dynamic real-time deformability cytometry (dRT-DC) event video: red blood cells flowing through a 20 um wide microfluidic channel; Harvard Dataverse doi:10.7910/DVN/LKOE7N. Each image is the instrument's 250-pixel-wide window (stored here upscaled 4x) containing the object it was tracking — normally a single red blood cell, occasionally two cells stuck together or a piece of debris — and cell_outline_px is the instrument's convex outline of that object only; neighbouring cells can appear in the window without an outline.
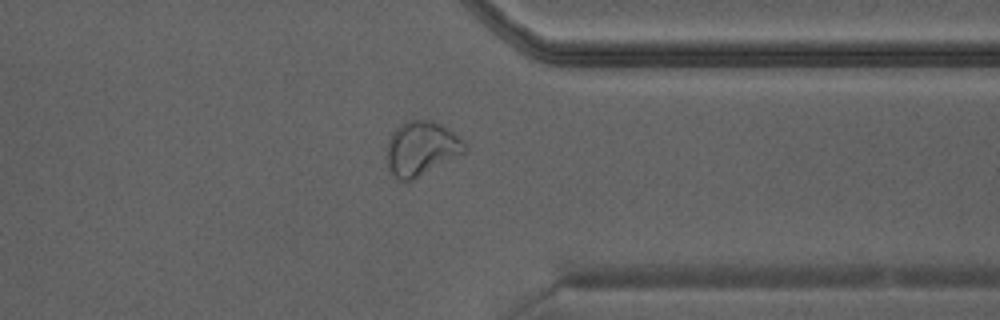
{"species": "Egyptian fruit bat (a non-hibernating species)", "species_latin": "Rousettus aegyptiacus", "temperature_condition": "warm", "stored_images_in_passage": 23, "camera_frame_rate_fps": 3000, "um_per_image_px": 0.085, "animal": {"sex": "male"}, "frame": {"image": 1, "passage_image": 20, "time_ms": 6.333, "image_size_px": [1000, 320], "cell_outline_px": [[468, 148], [464, 152], [412, 180], [400, 180], [388, 168], [388, 136], [400, 124], [408, 120], [432, 120], [448, 128], [464, 140]], "centroid_in_image_um": [35.82, 12.58], "position_along_channel_um": 375.6, "area_um2": 24.28}}